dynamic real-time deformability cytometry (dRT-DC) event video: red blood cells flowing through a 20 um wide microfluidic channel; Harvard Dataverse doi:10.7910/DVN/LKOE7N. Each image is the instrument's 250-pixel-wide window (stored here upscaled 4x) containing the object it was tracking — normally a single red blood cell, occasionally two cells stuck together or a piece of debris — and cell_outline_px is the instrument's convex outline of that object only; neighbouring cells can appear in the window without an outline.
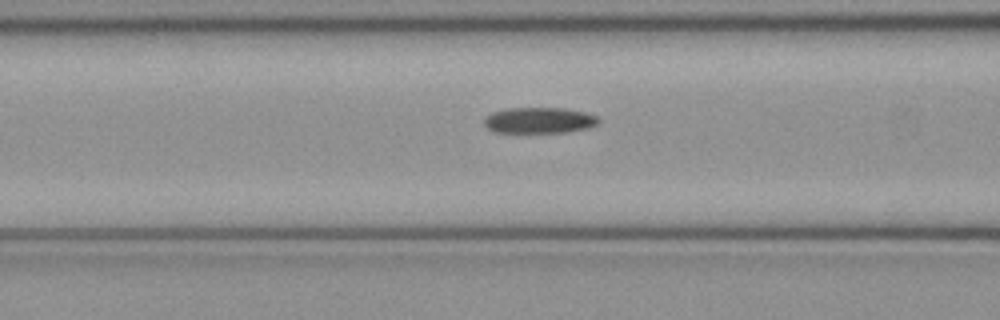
{"species": "common noctule bat (a hibernating species)", "species_latin": "Nyctalus noctula", "temperature_condition": "cold", "stored_images_in_passage": 39, "camera_frame_rate_fps": 3000, "um_per_image_px": 0.085, "animal": {"sex": "female", "body_mass_g": 21.9}, "frame": {"image": 1, "passage_image": 8, "time_ms": 2.333, "image_size_px": [1000, 320], "cell_outline_px": [[600, 120], [596, 124], [588, 128], [564, 132], [492, 132], [484, 124], [484, 116], [492, 112], [508, 108], [564, 108], [584, 112], [596, 116]], "centroid_in_image_um": [45.79, 10.22], "position_along_channel_um": 120.8, "area_um2": 17.22}}
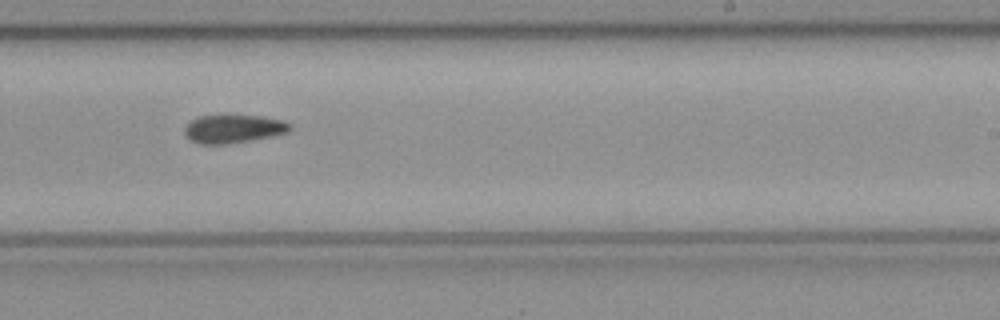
{"frame": {"image": 2, "passage_image": 19, "time_ms": 6.0, "image_size_px": [1000, 320], "cell_outline_px": [[292, 128], [288, 132], [272, 136], [228, 144], [200, 144], [192, 140], [184, 132], [184, 128], [192, 120], [200, 116], [260, 116], [284, 120]], "centroid_in_image_um": [19.86, 10.96], "position_along_channel_um": 269.1, "area_um2": 17.05}}
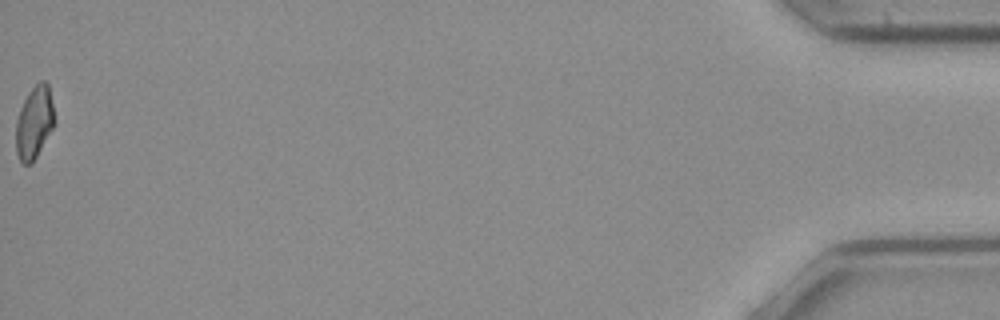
{"frame": {"image": 3, "passage_image": 39, "time_ms": 12.667, "image_size_px": [1000, 320], "cell_outline_px": [[56, 120], [52, 128], [32, 164], [24, 164], [20, 160], [16, 152], [16, 120], [20, 108], [28, 92], [40, 80], [44, 80], [48, 84]], "centroid_in_image_um": [2.91, 10.39], "position_along_channel_um": 432.3, "area_um2": 16.24}, "authors_computed_cell_mechanics": {"area_um2": 17.2822, "velocity_mm_per_s": 4.0487, "shape_relaxation_time_tau1_ms": 7.4961, "shape_relaxation_time_tau2_ms": null, "deformation_change_tau1": 0.1443, "deformation_change_tau2": null}}